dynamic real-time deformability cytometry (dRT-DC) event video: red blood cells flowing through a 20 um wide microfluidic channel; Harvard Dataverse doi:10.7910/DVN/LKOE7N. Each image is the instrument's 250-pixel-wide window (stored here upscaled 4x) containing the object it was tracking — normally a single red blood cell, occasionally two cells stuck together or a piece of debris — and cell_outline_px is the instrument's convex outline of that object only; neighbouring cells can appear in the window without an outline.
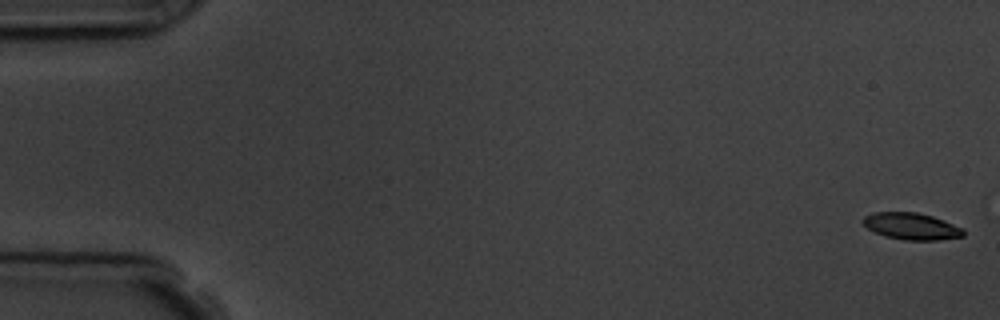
{"species": "common noctule bat (a hibernating species)", "species_latin": "Nyctalus noctula", "temperature_condition": "room temperature", "stored_images_in_passage": 2, "segment_of_instrument_passage": [2, 2], "camera_frame_rate_fps": 3000, "um_per_image_px": 0.085, "animal": {"sex": "male", "body_mass_g": 19.5, "forearm_length_mm": 54.6}, "frame": {"image": 1, "passage_image": 2, "time_ms": 1.333, "image_size_px": [1000, 320], "cell_outline_px": [[964, 236], [940, 240], [904, 240], [884, 236], [868, 228], [860, 220], [864, 216], [872, 212], [916, 212], [932, 216], [944, 220], [964, 228]], "centroid_in_image_um": [77.48, 19.23], "position_along_channel_um": 7.5, "area_um2": 15.78}}